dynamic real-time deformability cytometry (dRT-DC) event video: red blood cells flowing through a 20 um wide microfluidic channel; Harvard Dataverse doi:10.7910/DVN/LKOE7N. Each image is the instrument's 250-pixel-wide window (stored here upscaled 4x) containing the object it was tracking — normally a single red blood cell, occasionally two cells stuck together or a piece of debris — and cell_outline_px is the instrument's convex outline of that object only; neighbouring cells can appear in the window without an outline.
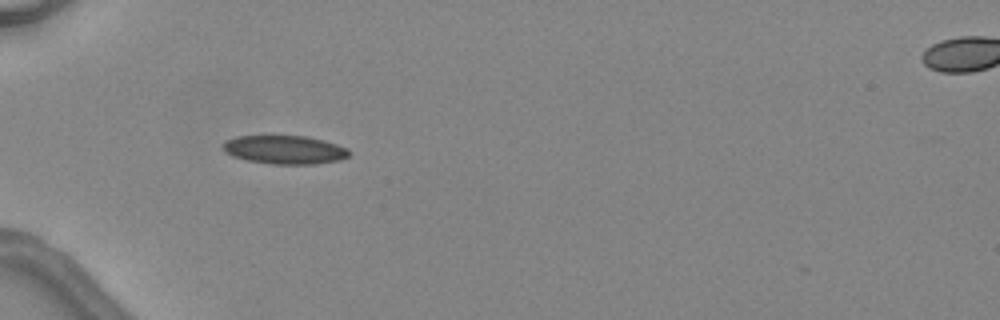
{"species": "common noctule bat (a hibernating species)", "species_latin": "Nyctalus noctula", "temperature_condition": "warm", "stored_images_in_passage": 4, "camera_frame_rate_fps": 3000, "um_per_image_px": 0.085, "animal": {"sex": "female", "body_mass_g": 24.6, "forearm_length_mm": 56.2}, "frame": {"image": 1, "passage_image": 4, "time_ms": 3.667, "image_size_px": [1000, 320], "cell_outline_px": [[352, 152], [348, 156], [340, 160], [316, 164], [272, 164], [248, 160], [232, 156], [220, 144], [224, 140], [236, 136], [272, 132], [308, 136], [324, 140], [348, 148]], "centroid_in_image_um": [24.17, 12.66], "position_along_channel_um": 60.8, "area_um2": 22.14}}